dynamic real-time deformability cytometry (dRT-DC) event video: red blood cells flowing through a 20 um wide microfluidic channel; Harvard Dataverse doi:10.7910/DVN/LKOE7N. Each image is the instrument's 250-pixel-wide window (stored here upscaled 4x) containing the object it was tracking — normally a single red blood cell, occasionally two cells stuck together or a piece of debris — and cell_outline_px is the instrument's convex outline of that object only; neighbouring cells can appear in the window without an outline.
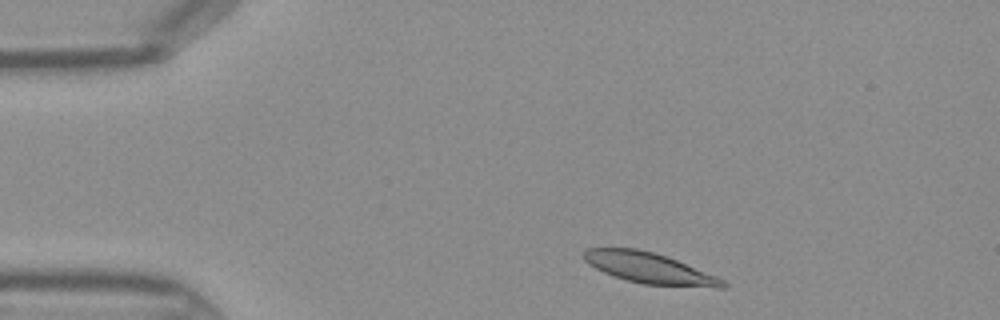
{"species": "Egyptian fruit bat (a non-hibernating species)", "species_latin": "Rousettus aegyptiacus", "temperature_condition": "warm", "stored_images_in_passage": 4, "camera_frame_rate_fps": 3000, "um_per_image_px": 0.085, "frame": {"image": 1, "passage_image": 3, "time_ms": 0.667, "image_size_px": [1000, 320], "cell_outline_px": [[728, 288], [716, 288], [644, 284], [628, 280], [604, 272], [588, 264], [584, 260], [580, 252], [588, 248], [636, 248], [652, 252], [676, 260], [716, 276], [724, 280], [728, 284]], "centroid_in_image_um": [55.19, 22.79], "position_along_channel_um": 29.8, "area_um2": 24.74}}